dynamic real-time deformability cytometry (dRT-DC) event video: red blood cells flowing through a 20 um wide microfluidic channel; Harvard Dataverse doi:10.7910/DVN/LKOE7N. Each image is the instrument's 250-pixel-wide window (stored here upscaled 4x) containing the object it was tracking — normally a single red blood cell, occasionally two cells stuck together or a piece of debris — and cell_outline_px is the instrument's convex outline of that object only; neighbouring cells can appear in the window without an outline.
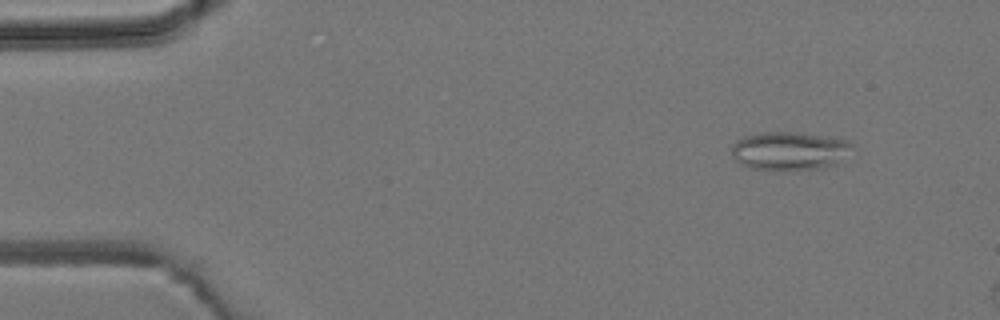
{"species": "common noctule bat (a hibernating species)", "species_latin": "Nyctalus noctula", "temperature_condition": "room temperature", "stored_images_in_passage": 3, "camera_frame_rate_fps": 3000, "um_per_image_px": 0.085, "animal": {"sex": "male", "body_mass_g": 19.2, "forearm_length_mm": 51.8}, "frame": {"image": 1, "passage_image": 2, "time_ms": 1.333, "image_size_px": [1000, 320], "cell_outline_px": [[852, 144], [836, 164], [824, 168], [752, 168], [740, 164], [732, 156], [732, 144], [736, 140], [744, 136], [764, 132], [788, 132], [820, 136], [848, 140]], "centroid_in_image_um": [67.02, 12.8], "position_along_channel_um": 18.0, "area_um2": 25.89}}